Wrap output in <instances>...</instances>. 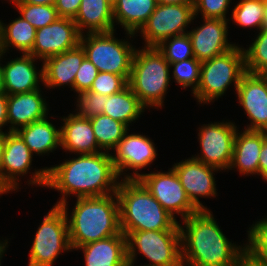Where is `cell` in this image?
<instances>
[{"instance_id": "26", "label": "cell", "mask_w": 267, "mask_h": 266, "mask_svg": "<svg viewBox=\"0 0 267 266\" xmlns=\"http://www.w3.org/2000/svg\"><path fill=\"white\" fill-rule=\"evenodd\" d=\"M157 4V0H118L113 6L114 23L122 26L131 40L137 36Z\"/></svg>"}, {"instance_id": "18", "label": "cell", "mask_w": 267, "mask_h": 266, "mask_svg": "<svg viewBox=\"0 0 267 266\" xmlns=\"http://www.w3.org/2000/svg\"><path fill=\"white\" fill-rule=\"evenodd\" d=\"M203 24L187 33L192 42L194 57L200 61L210 60L236 46L228 40V21L214 18H201Z\"/></svg>"}, {"instance_id": "15", "label": "cell", "mask_w": 267, "mask_h": 266, "mask_svg": "<svg viewBox=\"0 0 267 266\" xmlns=\"http://www.w3.org/2000/svg\"><path fill=\"white\" fill-rule=\"evenodd\" d=\"M80 38L81 33L73 19L59 17L53 23L36 29L35 42L28 54L44 61L48 57L77 47Z\"/></svg>"}, {"instance_id": "22", "label": "cell", "mask_w": 267, "mask_h": 266, "mask_svg": "<svg viewBox=\"0 0 267 266\" xmlns=\"http://www.w3.org/2000/svg\"><path fill=\"white\" fill-rule=\"evenodd\" d=\"M61 119L63 126H60V149L75 155L102 152L97 144L90 119L76 116L73 113Z\"/></svg>"}, {"instance_id": "31", "label": "cell", "mask_w": 267, "mask_h": 266, "mask_svg": "<svg viewBox=\"0 0 267 266\" xmlns=\"http://www.w3.org/2000/svg\"><path fill=\"white\" fill-rule=\"evenodd\" d=\"M265 0H240L232 10L231 18L237 26L261 30L263 27Z\"/></svg>"}, {"instance_id": "16", "label": "cell", "mask_w": 267, "mask_h": 266, "mask_svg": "<svg viewBox=\"0 0 267 266\" xmlns=\"http://www.w3.org/2000/svg\"><path fill=\"white\" fill-rule=\"evenodd\" d=\"M238 103L248 116L245 130L267 131V75L246 72L236 89Z\"/></svg>"}, {"instance_id": "40", "label": "cell", "mask_w": 267, "mask_h": 266, "mask_svg": "<svg viewBox=\"0 0 267 266\" xmlns=\"http://www.w3.org/2000/svg\"><path fill=\"white\" fill-rule=\"evenodd\" d=\"M98 73L96 66L85 58L75 75L74 92L89 91Z\"/></svg>"}, {"instance_id": "14", "label": "cell", "mask_w": 267, "mask_h": 266, "mask_svg": "<svg viewBox=\"0 0 267 266\" xmlns=\"http://www.w3.org/2000/svg\"><path fill=\"white\" fill-rule=\"evenodd\" d=\"M172 168L175 170L191 203L198 210H209L201 203L199 198L206 197L210 199L217 196L214 175L221 170L206 165L194 157L185 158L179 163L176 162Z\"/></svg>"}, {"instance_id": "12", "label": "cell", "mask_w": 267, "mask_h": 266, "mask_svg": "<svg viewBox=\"0 0 267 266\" xmlns=\"http://www.w3.org/2000/svg\"><path fill=\"white\" fill-rule=\"evenodd\" d=\"M138 180L161 204V206L175 219L181 215V220L198 212L199 210L191 203L179 178L173 168L167 172L157 171L142 173Z\"/></svg>"}, {"instance_id": "39", "label": "cell", "mask_w": 267, "mask_h": 266, "mask_svg": "<svg viewBox=\"0 0 267 266\" xmlns=\"http://www.w3.org/2000/svg\"><path fill=\"white\" fill-rule=\"evenodd\" d=\"M232 0H196L194 4V15L201 14V18H214L230 20L227 18L229 6Z\"/></svg>"}, {"instance_id": "11", "label": "cell", "mask_w": 267, "mask_h": 266, "mask_svg": "<svg viewBox=\"0 0 267 266\" xmlns=\"http://www.w3.org/2000/svg\"><path fill=\"white\" fill-rule=\"evenodd\" d=\"M198 129L201 152L192 157L219 170H227L231 164L236 132L239 129L236 123L223 120L203 124Z\"/></svg>"}, {"instance_id": "24", "label": "cell", "mask_w": 267, "mask_h": 266, "mask_svg": "<svg viewBox=\"0 0 267 266\" xmlns=\"http://www.w3.org/2000/svg\"><path fill=\"white\" fill-rule=\"evenodd\" d=\"M84 254L85 266H124L128 262L122 231L102 240L77 247Z\"/></svg>"}, {"instance_id": "46", "label": "cell", "mask_w": 267, "mask_h": 266, "mask_svg": "<svg viewBox=\"0 0 267 266\" xmlns=\"http://www.w3.org/2000/svg\"><path fill=\"white\" fill-rule=\"evenodd\" d=\"M196 0H157L158 4H189L193 5L195 4Z\"/></svg>"}, {"instance_id": "10", "label": "cell", "mask_w": 267, "mask_h": 266, "mask_svg": "<svg viewBox=\"0 0 267 266\" xmlns=\"http://www.w3.org/2000/svg\"><path fill=\"white\" fill-rule=\"evenodd\" d=\"M195 19L193 5L157 4L154 12L137 33H140L144 40V47H156L165 39L186 34L189 24Z\"/></svg>"}, {"instance_id": "38", "label": "cell", "mask_w": 267, "mask_h": 266, "mask_svg": "<svg viewBox=\"0 0 267 266\" xmlns=\"http://www.w3.org/2000/svg\"><path fill=\"white\" fill-rule=\"evenodd\" d=\"M128 85V81L121 75L109 72H99L89 91L104 96L120 92Z\"/></svg>"}, {"instance_id": "27", "label": "cell", "mask_w": 267, "mask_h": 266, "mask_svg": "<svg viewBox=\"0 0 267 266\" xmlns=\"http://www.w3.org/2000/svg\"><path fill=\"white\" fill-rule=\"evenodd\" d=\"M48 117L28 126L22 127L16 133L22 138L29 150L38 156L48 155L61 147L60 127L49 121Z\"/></svg>"}, {"instance_id": "19", "label": "cell", "mask_w": 267, "mask_h": 266, "mask_svg": "<svg viewBox=\"0 0 267 266\" xmlns=\"http://www.w3.org/2000/svg\"><path fill=\"white\" fill-rule=\"evenodd\" d=\"M42 90L7 95V121L10 132L48 117L49 107Z\"/></svg>"}, {"instance_id": "25", "label": "cell", "mask_w": 267, "mask_h": 266, "mask_svg": "<svg viewBox=\"0 0 267 266\" xmlns=\"http://www.w3.org/2000/svg\"><path fill=\"white\" fill-rule=\"evenodd\" d=\"M73 21L81 34L116 30L113 7L107 0H81L79 11Z\"/></svg>"}, {"instance_id": "44", "label": "cell", "mask_w": 267, "mask_h": 266, "mask_svg": "<svg viewBox=\"0 0 267 266\" xmlns=\"http://www.w3.org/2000/svg\"><path fill=\"white\" fill-rule=\"evenodd\" d=\"M56 1L57 0H9V2L13 4L52 5V6L55 5Z\"/></svg>"}, {"instance_id": "33", "label": "cell", "mask_w": 267, "mask_h": 266, "mask_svg": "<svg viewBox=\"0 0 267 266\" xmlns=\"http://www.w3.org/2000/svg\"><path fill=\"white\" fill-rule=\"evenodd\" d=\"M245 253L253 260L267 264V216L259 219L247 231Z\"/></svg>"}, {"instance_id": "42", "label": "cell", "mask_w": 267, "mask_h": 266, "mask_svg": "<svg viewBox=\"0 0 267 266\" xmlns=\"http://www.w3.org/2000/svg\"><path fill=\"white\" fill-rule=\"evenodd\" d=\"M258 175L267 182V138L263 141L259 156Z\"/></svg>"}, {"instance_id": "41", "label": "cell", "mask_w": 267, "mask_h": 266, "mask_svg": "<svg viewBox=\"0 0 267 266\" xmlns=\"http://www.w3.org/2000/svg\"><path fill=\"white\" fill-rule=\"evenodd\" d=\"M81 0H57L55 9L59 17L74 19L79 11Z\"/></svg>"}, {"instance_id": "35", "label": "cell", "mask_w": 267, "mask_h": 266, "mask_svg": "<svg viewBox=\"0 0 267 266\" xmlns=\"http://www.w3.org/2000/svg\"><path fill=\"white\" fill-rule=\"evenodd\" d=\"M156 47L169 64L194 58L192 42L188 33L165 39Z\"/></svg>"}, {"instance_id": "2", "label": "cell", "mask_w": 267, "mask_h": 266, "mask_svg": "<svg viewBox=\"0 0 267 266\" xmlns=\"http://www.w3.org/2000/svg\"><path fill=\"white\" fill-rule=\"evenodd\" d=\"M182 221L183 266H235L245 254V246L232 243L223 234L210 210H199Z\"/></svg>"}, {"instance_id": "23", "label": "cell", "mask_w": 267, "mask_h": 266, "mask_svg": "<svg viewBox=\"0 0 267 266\" xmlns=\"http://www.w3.org/2000/svg\"><path fill=\"white\" fill-rule=\"evenodd\" d=\"M236 132L234 150L228 170H236L239 174L258 175L259 156L263 141L267 138L265 131H250L243 129ZM233 168V169H232Z\"/></svg>"}, {"instance_id": "29", "label": "cell", "mask_w": 267, "mask_h": 266, "mask_svg": "<svg viewBox=\"0 0 267 266\" xmlns=\"http://www.w3.org/2000/svg\"><path fill=\"white\" fill-rule=\"evenodd\" d=\"M35 35L36 28L21 16L6 25L0 20V52L5 54L14 47L28 54L34 45Z\"/></svg>"}, {"instance_id": "1", "label": "cell", "mask_w": 267, "mask_h": 266, "mask_svg": "<svg viewBox=\"0 0 267 266\" xmlns=\"http://www.w3.org/2000/svg\"><path fill=\"white\" fill-rule=\"evenodd\" d=\"M120 179L108 152L77 154L50 167L35 169L29 185L55 189L60 192L56 204L67 202L68 196L98 197L116 193Z\"/></svg>"}, {"instance_id": "8", "label": "cell", "mask_w": 267, "mask_h": 266, "mask_svg": "<svg viewBox=\"0 0 267 266\" xmlns=\"http://www.w3.org/2000/svg\"><path fill=\"white\" fill-rule=\"evenodd\" d=\"M114 33L115 30L81 34L80 45L99 72L121 75L128 81L136 46L128 38L117 39Z\"/></svg>"}, {"instance_id": "50", "label": "cell", "mask_w": 267, "mask_h": 266, "mask_svg": "<svg viewBox=\"0 0 267 266\" xmlns=\"http://www.w3.org/2000/svg\"><path fill=\"white\" fill-rule=\"evenodd\" d=\"M262 29L267 30V0H265V12H264V21Z\"/></svg>"}, {"instance_id": "3", "label": "cell", "mask_w": 267, "mask_h": 266, "mask_svg": "<svg viewBox=\"0 0 267 266\" xmlns=\"http://www.w3.org/2000/svg\"><path fill=\"white\" fill-rule=\"evenodd\" d=\"M75 202L71 213H68V201L60 205L67 218L72 250L121 232L117 193L81 197Z\"/></svg>"}, {"instance_id": "51", "label": "cell", "mask_w": 267, "mask_h": 266, "mask_svg": "<svg viewBox=\"0 0 267 266\" xmlns=\"http://www.w3.org/2000/svg\"><path fill=\"white\" fill-rule=\"evenodd\" d=\"M118 0H107V2L113 7Z\"/></svg>"}, {"instance_id": "7", "label": "cell", "mask_w": 267, "mask_h": 266, "mask_svg": "<svg viewBox=\"0 0 267 266\" xmlns=\"http://www.w3.org/2000/svg\"><path fill=\"white\" fill-rule=\"evenodd\" d=\"M122 233L125 235L129 262L135 264L139 253L150 262L140 266H183L180 230Z\"/></svg>"}, {"instance_id": "47", "label": "cell", "mask_w": 267, "mask_h": 266, "mask_svg": "<svg viewBox=\"0 0 267 266\" xmlns=\"http://www.w3.org/2000/svg\"><path fill=\"white\" fill-rule=\"evenodd\" d=\"M8 132H0V167L2 164V157H3V152H4V144L6 140V135Z\"/></svg>"}, {"instance_id": "9", "label": "cell", "mask_w": 267, "mask_h": 266, "mask_svg": "<svg viewBox=\"0 0 267 266\" xmlns=\"http://www.w3.org/2000/svg\"><path fill=\"white\" fill-rule=\"evenodd\" d=\"M73 251L69 240L67 218L61 206L53 205L37 228L28 266H53L63 252Z\"/></svg>"}, {"instance_id": "4", "label": "cell", "mask_w": 267, "mask_h": 266, "mask_svg": "<svg viewBox=\"0 0 267 266\" xmlns=\"http://www.w3.org/2000/svg\"><path fill=\"white\" fill-rule=\"evenodd\" d=\"M116 193L122 232L180 230V223L139 180L121 179Z\"/></svg>"}, {"instance_id": "52", "label": "cell", "mask_w": 267, "mask_h": 266, "mask_svg": "<svg viewBox=\"0 0 267 266\" xmlns=\"http://www.w3.org/2000/svg\"><path fill=\"white\" fill-rule=\"evenodd\" d=\"M124 266H134V264L128 261ZM137 266H139V265H137Z\"/></svg>"}, {"instance_id": "5", "label": "cell", "mask_w": 267, "mask_h": 266, "mask_svg": "<svg viewBox=\"0 0 267 266\" xmlns=\"http://www.w3.org/2000/svg\"><path fill=\"white\" fill-rule=\"evenodd\" d=\"M170 74V64L157 47L136 48L128 85L146 109H161L171 82Z\"/></svg>"}, {"instance_id": "6", "label": "cell", "mask_w": 267, "mask_h": 266, "mask_svg": "<svg viewBox=\"0 0 267 266\" xmlns=\"http://www.w3.org/2000/svg\"><path fill=\"white\" fill-rule=\"evenodd\" d=\"M246 73L243 46L237 45L229 51L201 64L200 83L193 97L198 104H210L225 95L232 84L236 91Z\"/></svg>"}, {"instance_id": "21", "label": "cell", "mask_w": 267, "mask_h": 266, "mask_svg": "<svg viewBox=\"0 0 267 266\" xmlns=\"http://www.w3.org/2000/svg\"><path fill=\"white\" fill-rule=\"evenodd\" d=\"M85 58V51L80 44L71 50L46 58L43 61L44 87L48 90L68 86L74 91L75 75Z\"/></svg>"}, {"instance_id": "45", "label": "cell", "mask_w": 267, "mask_h": 266, "mask_svg": "<svg viewBox=\"0 0 267 266\" xmlns=\"http://www.w3.org/2000/svg\"><path fill=\"white\" fill-rule=\"evenodd\" d=\"M235 266H267L262 262L251 259L246 253L236 262Z\"/></svg>"}, {"instance_id": "49", "label": "cell", "mask_w": 267, "mask_h": 266, "mask_svg": "<svg viewBox=\"0 0 267 266\" xmlns=\"http://www.w3.org/2000/svg\"><path fill=\"white\" fill-rule=\"evenodd\" d=\"M8 240L5 239L3 241L0 240V266H1V260L4 256V253L6 252V248H8Z\"/></svg>"}, {"instance_id": "37", "label": "cell", "mask_w": 267, "mask_h": 266, "mask_svg": "<svg viewBox=\"0 0 267 266\" xmlns=\"http://www.w3.org/2000/svg\"><path fill=\"white\" fill-rule=\"evenodd\" d=\"M76 111L73 113L76 116L84 118H92L103 114L104 95L97 94L92 91L76 92Z\"/></svg>"}, {"instance_id": "30", "label": "cell", "mask_w": 267, "mask_h": 266, "mask_svg": "<svg viewBox=\"0 0 267 266\" xmlns=\"http://www.w3.org/2000/svg\"><path fill=\"white\" fill-rule=\"evenodd\" d=\"M90 121L97 144L103 152L110 153L114 150L124 134L130 130L126 124L104 114L92 117Z\"/></svg>"}, {"instance_id": "34", "label": "cell", "mask_w": 267, "mask_h": 266, "mask_svg": "<svg viewBox=\"0 0 267 266\" xmlns=\"http://www.w3.org/2000/svg\"><path fill=\"white\" fill-rule=\"evenodd\" d=\"M201 64L195 57L171 63L170 70H173L170 72L173 77L170 78L183 89L190 87L191 93H194L200 83Z\"/></svg>"}, {"instance_id": "17", "label": "cell", "mask_w": 267, "mask_h": 266, "mask_svg": "<svg viewBox=\"0 0 267 266\" xmlns=\"http://www.w3.org/2000/svg\"><path fill=\"white\" fill-rule=\"evenodd\" d=\"M33 154L16 132H8L0 167V190L4 193L18 191L20 177L31 170Z\"/></svg>"}, {"instance_id": "20", "label": "cell", "mask_w": 267, "mask_h": 266, "mask_svg": "<svg viewBox=\"0 0 267 266\" xmlns=\"http://www.w3.org/2000/svg\"><path fill=\"white\" fill-rule=\"evenodd\" d=\"M21 54L4 65L2 63L4 89L7 95L41 89L39 84L44 82L43 61L39 70L34 63L37 58L31 54Z\"/></svg>"}, {"instance_id": "32", "label": "cell", "mask_w": 267, "mask_h": 266, "mask_svg": "<svg viewBox=\"0 0 267 266\" xmlns=\"http://www.w3.org/2000/svg\"><path fill=\"white\" fill-rule=\"evenodd\" d=\"M248 48H244L245 69L251 74L267 75V30L258 31Z\"/></svg>"}, {"instance_id": "48", "label": "cell", "mask_w": 267, "mask_h": 266, "mask_svg": "<svg viewBox=\"0 0 267 266\" xmlns=\"http://www.w3.org/2000/svg\"><path fill=\"white\" fill-rule=\"evenodd\" d=\"M4 53L0 52V61L3 60L4 58ZM2 59V60H1ZM5 93V89H4V79H3V70H2V64L0 62V94Z\"/></svg>"}, {"instance_id": "43", "label": "cell", "mask_w": 267, "mask_h": 266, "mask_svg": "<svg viewBox=\"0 0 267 266\" xmlns=\"http://www.w3.org/2000/svg\"><path fill=\"white\" fill-rule=\"evenodd\" d=\"M4 126H9L7 121V94H0V132H10L3 131Z\"/></svg>"}, {"instance_id": "28", "label": "cell", "mask_w": 267, "mask_h": 266, "mask_svg": "<svg viewBox=\"0 0 267 266\" xmlns=\"http://www.w3.org/2000/svg\"><path fill=\"white\" fill-rule=\"evenodd\" d=\"M145 109L129 85L118 93L104 96L103 114L121 121L128 127L143 115Z\"/></svg>"}, {"instance_id": "36", "label": "cell", "mask_w": 267, "mask_h": 266, "mask_svg": "<svg viewBox=\"0 0 267 266\" xmlns=\"http://www.w3.org/2000/svg\"><path fill=\"white\" fill-rule=\"evenodd\" d=\"M20 16L27 20L36 29L45 27L59 18L55 6L52 5H32L13 4Z\"/></svg>"}, {"instance_id": "13", "label": "cell", "mask_w": 267, "mask_h": 266, "mask_svg": "<svg viewBox=\"0 0 267 266\" xmlns=\"http://www.w3.org/2000/svg\"><path fill=\"white\" fill-rule=\"evenodd\" d=\"M111 152L112 161L116 173L120 179L138 180L141 173H138L150 165L157 158L155 143L150 137L140 133L129 134V130L119 141L115 149ZM113 154V155H112ZM133 170V173H125ZM124 172V173H123Z\"/></svg>"}]
</instances>
